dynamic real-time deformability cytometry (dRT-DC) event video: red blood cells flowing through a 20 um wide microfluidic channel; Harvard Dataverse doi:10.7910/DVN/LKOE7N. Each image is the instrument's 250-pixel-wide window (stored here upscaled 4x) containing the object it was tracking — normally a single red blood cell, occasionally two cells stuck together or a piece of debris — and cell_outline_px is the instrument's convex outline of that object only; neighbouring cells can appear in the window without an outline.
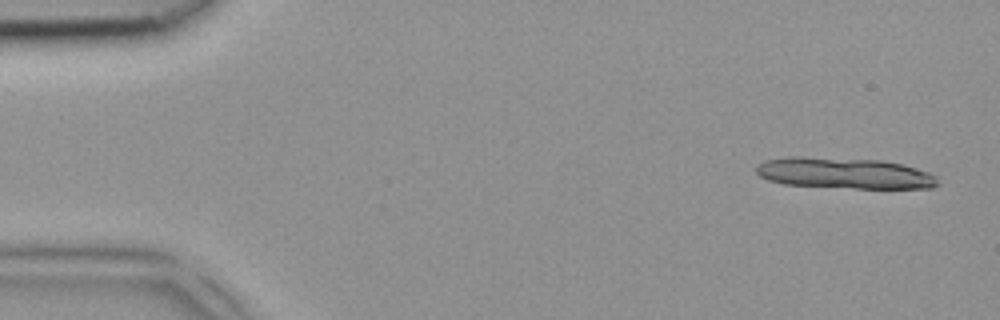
{"species": "common noctule bat (a hibernating species)", "species_latin": "Nyctalus noctula", "temperature_condition": "room temperature", "stored_images_in_passage": 6, "camera_frame_rate_fps": 3000, "um_per_image_px": 0.085, "animal": {"sex": "female", "body_mass_g": 18.4}, "frame": {"image": 1, "passage_image": 1, "time_ms": 0.0, "image_size_px": [1000, 320], "cell_outline_px": [[940, 184], [932, 188], [856, 188], [784, 184], [768, 180], [760, 176], [756, 172], [756, 164], [764, 160], [788, 156], [804, 156], [880, 160], [900, 164], [916, 168], [928, 172], [936, 176]], "centroid_in_image_um": [71.74, 14.71], "position_along_channel_um": 13.3, "area_um2": 32.95}}
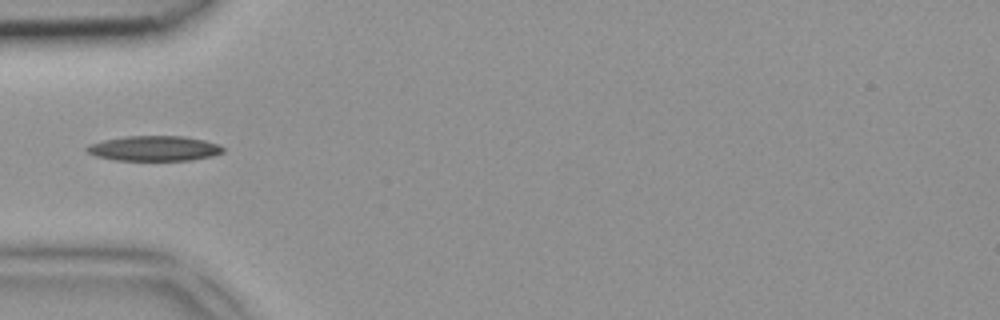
{"frame": {"image": 2, "passage_image": 5, "time_ms": 1.333, "image_size_px": [1000, 320], "cell_outline_px": [[224, 152], [212, 156], [192, 160], [112, 160], [96, 156], [88, 152], [84, 148], [88, 144], [104, 140], [124, 136], [184, 136], [204, 140], [220, 144], [224, 148]], "centroid_in_image_um": [13.11, 12.61], "position_along_channel_um": 71.9, "area_um2": 20.06}}